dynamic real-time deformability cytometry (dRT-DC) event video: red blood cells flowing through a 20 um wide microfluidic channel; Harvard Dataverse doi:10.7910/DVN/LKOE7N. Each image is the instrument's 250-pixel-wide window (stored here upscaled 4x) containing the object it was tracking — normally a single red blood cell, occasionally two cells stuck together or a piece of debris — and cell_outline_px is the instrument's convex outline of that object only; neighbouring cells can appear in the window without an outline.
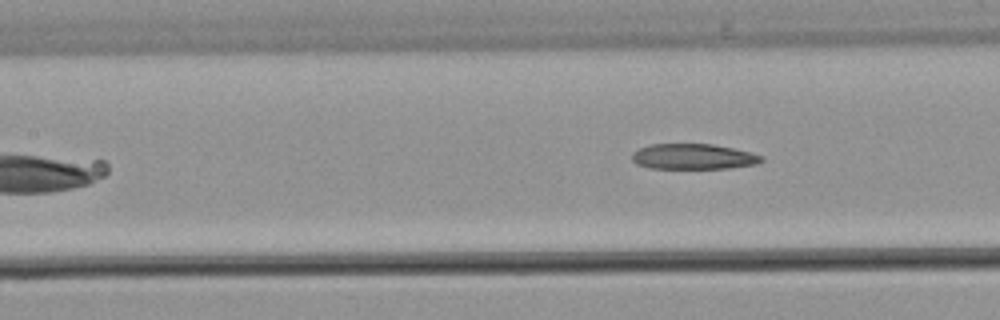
{"species": "common noctule bat (a hibernating species)", "species_latin": "Nyctalus noctula", "temperature_condition": "warm", "stored_images_in_passage": 6, "camera_frame_rate_fps": 3000, "um_per_image_px": 0.085, "animal": {"sex": "male", "body_mass_g": 21.5, "forearm_length_mm": 52.0}, "frame": {"image": 1, "passage_image": 5, "time_ms": 5.0, "image_size_px": [1000, 320], "cell_outline_px": [[764, 160], [756, 164], [728, 168], [648, 168], [636, 164], [632, 160], [632, 152], [640, 148], [652, 144], [712, 144], [732, 148], [764, 156]], "centroid_in_image_um": [58.91, 13.31], "position_along_channel_um": 148.5, "area_um2": 19.13}}